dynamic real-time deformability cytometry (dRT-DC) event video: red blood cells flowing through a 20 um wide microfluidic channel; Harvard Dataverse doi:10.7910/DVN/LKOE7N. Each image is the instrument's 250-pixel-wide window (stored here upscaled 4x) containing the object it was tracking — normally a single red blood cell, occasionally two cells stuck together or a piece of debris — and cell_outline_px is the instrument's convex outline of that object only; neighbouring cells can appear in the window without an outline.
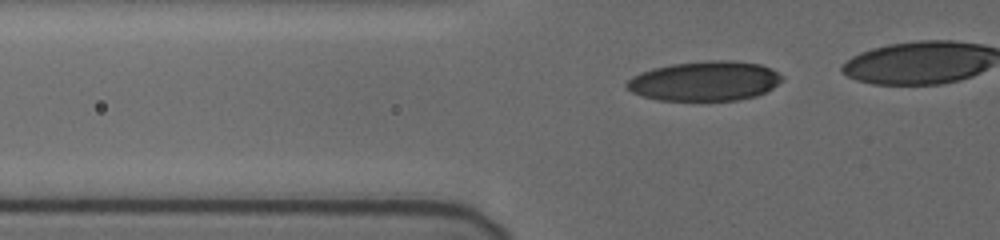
{"species": "human", "species_latin": "Homo sapiens", "temperature_condition": "cold", "stored_images_in_passage": 40, "camera_frame_rate_fps": 3000, "um_per_image_px": 0.085, "donor": {"sex": "female"}, "frame": {"image": 1, "passage_image": 13, "time_ms": 4.0, "image_size_px": [1000, 240], "cell_outline_px": [[784, 80], [772, 88], [756, 96], [736, 100], [660, 100], [644, 96], [632, 92], [624, 84], [632, 76], [640, 72], [652, 68], [672, 64], [704, 60], [732, 60], [760, 64], [784, 76]], "centroid_in_image_um": [59.9, 6.88], "position_along_channel_um": 65.9, "area_um2": 35.89}}
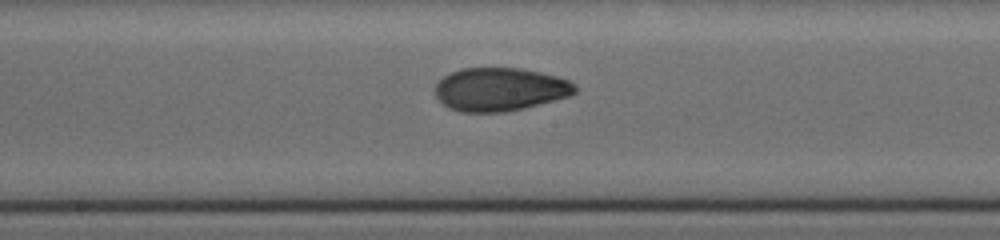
{"frame": {"image": 2, "passage_image": 25, "time_ms": 8.0, "image_size_px": [1000, 240], "cell_outline_px": [[576, 92], [568, 96], [524, 108], [504, 112], [460, 112], [448, 108], [436, 96], [436, 84], [444, 76], [460, 68], [516, 68], [540, 72], [556, 76], [568, 80], [576, 88]], "centroid_in_image_um": [42.47, 7.6], "position_along_channel_um": 205.7, "area_um2": 34.97}}
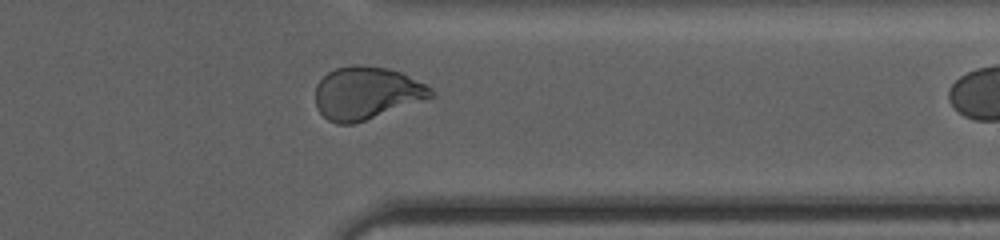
{"frame": {"image": 3, "passage_image": 39, "time_ms": 12.667, "image_size_px": [1000, 240], "cell_outline_px": [[436, 96], [352, 124], [336, 124], [328, 120], [316, 108], [316, 84], [328, 72], [336, 68], [352, 64], [360, 64], [388, 68], [400, 72], [432, 88]], "centroid_in_image_um": [31.13, 7.9], "position_along_channel_um": 380.3, "area_um2": 35.32}}